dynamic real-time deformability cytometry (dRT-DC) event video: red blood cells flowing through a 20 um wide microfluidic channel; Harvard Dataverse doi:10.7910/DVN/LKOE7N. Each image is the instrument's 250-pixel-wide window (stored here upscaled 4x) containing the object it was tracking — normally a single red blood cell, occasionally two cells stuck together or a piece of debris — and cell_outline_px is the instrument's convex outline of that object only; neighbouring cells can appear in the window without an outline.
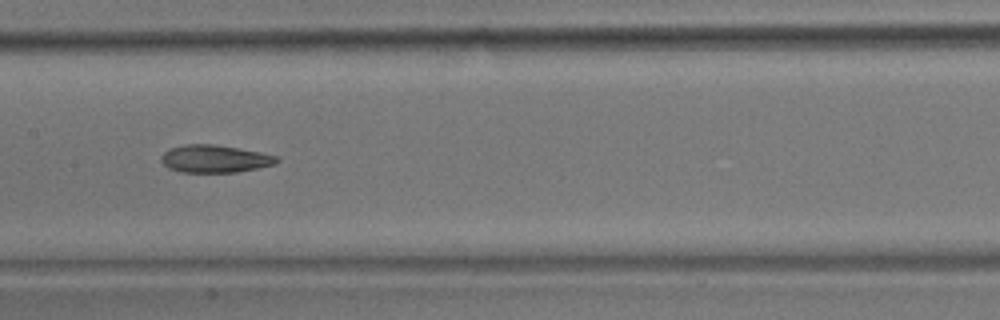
{"species": "common noctule bat (a hibernating species)", "species_latin": "Nyctalus noctula", "temperature_condition": "room temperature", "stored_images_in_passage": 10, "camera_frame_rate_fps": 3000, "um_per_image_px": 0.085, "animal": {"sex": "male", "body_mass_g": 17.9}, "frame": {"image": 1, "passage_image": 4, "time_ms": 3.333, "image_size_px": [1000, 320], "cell_outline_px": [[280, 160], [276, 164], [236, 172], [180, 172], [168, 168], [160, 160], [160, 156], [164, 152], [172, 148], [184, 144], [212, 144], [260, 152], [276, 156]], "centroid_in_image_um": [18.23, 13.5], "position_along_channel_um": 189.2, "area_um2": 18.44}}
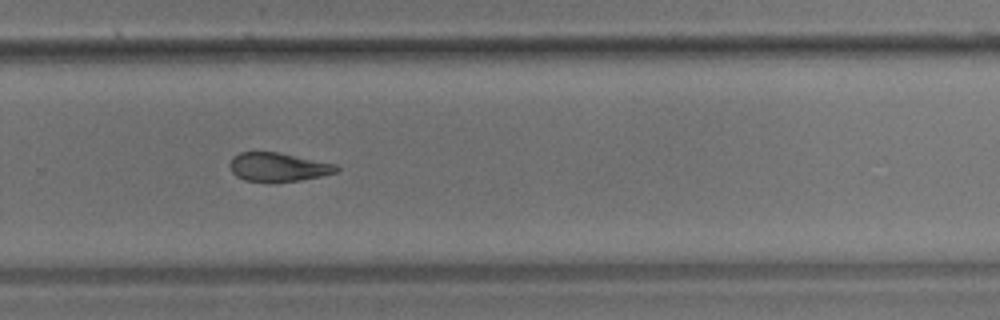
{"frame": {"image": 2, "passage_image": 7, "time_ms": 6.667, "image_size_px": [1000, 320], "cell_outline_px": [[340, 168], [336, 172], [320, 176], [300, 180], [272, 184], [244, 180], [236, 176], [232, 172], [228, 164], [232, 156], [240, 152], [276, 152], [336, 164]], "centroid_in_image_um": [23.58, 14.23], "position_along_channel_um": 306.2, "area_um2": 18.21}}
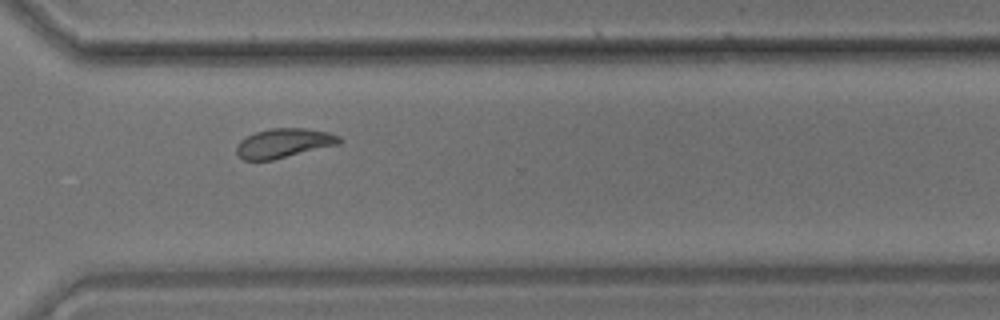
{"frame": {"image": 3, "passage_image": 9, "time_ms": 10.0, "image_size_px": [1000, 320], "cell_outline_px": [[344, 140], [340, 144], [272, 160], [244, 160], [236, 152], [236, 144], [240, 140], [256, 132], [272, 128], [304, 128], [328, 132], [340, 136]], "centroid_in_image_um": [24.15, 12.16], "position_along_channel_um": 346.5, "area_um2": 17.57}, "authors_computed_cell_mechanics": {"area_um2": 18.3804, "velocity_mm_per_s": 3.5136, "shape_relaxation_time_tau1_ms": 4.7517, "shape_relaxation_time_tau2_ms": 1.9719, "deformation_change_tau1": 0.1017, "deformation_change_tau2": 0.0728}}